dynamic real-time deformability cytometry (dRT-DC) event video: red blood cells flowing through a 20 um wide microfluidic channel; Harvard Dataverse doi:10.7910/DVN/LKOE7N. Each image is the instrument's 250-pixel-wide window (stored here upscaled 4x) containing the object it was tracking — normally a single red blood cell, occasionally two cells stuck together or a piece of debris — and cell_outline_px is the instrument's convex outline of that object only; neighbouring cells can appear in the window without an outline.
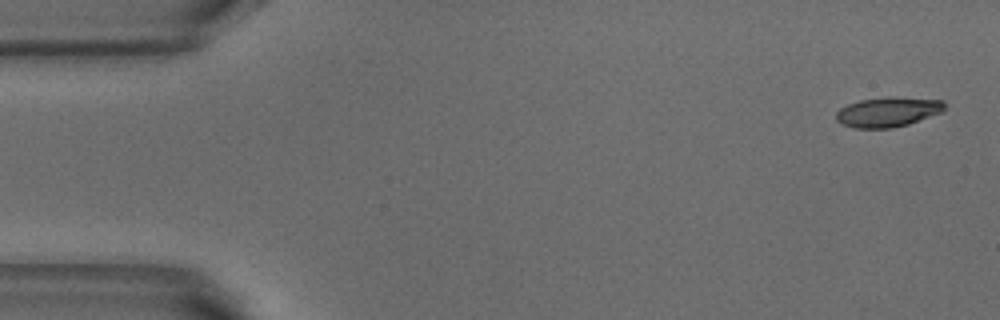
{"species": "common noctule bat (a hibernating species)", "species_latin": "Nyctalus noctula", "temperature_condition": "warm", "stored_images_in_passage": 6, "camera_frame_rate_fps": 3000, "um_per_image_px": 0.085, "animal": {"sex": "male", "body_mass_g": 18.8}, "frame": {"image": 1, "passage_image": 1, "time_ms": 0.0, "image_size_px": [1000, 320], "cell_outline_px": [[944, 112], [908, 124], [892, 128], [856, 128], [840, 124], [836, 120], [836, 112], [840, 108], [848, 104], [860, 100], [888, 96], [944, 100]], "centroid_in_image_um": [75.47, 9.51], "position_along_channel_um": 9.5, "area_um2": 19.02}}
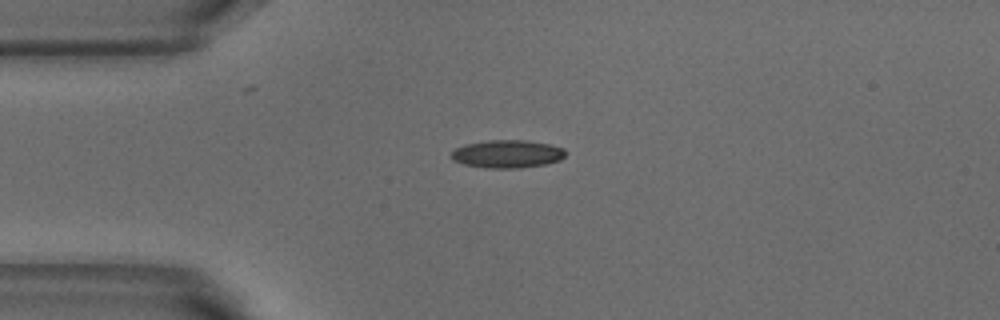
{"frame": {"image": 2, "passage_image": 4, "time_ms": 1.0, "image_size_px": [1000, 320], "cell_outline_px": [[564, 156], [560, 160], [544, 164], [520, 168], [484, 168], [464, 164], [452, 160], [452, 152], [456, 148], [464, 144], [488, 140], [524, 140], [548, 144], [564, 148]], "centroid_in_image_um": [43.09, 13.08], "position_along_channel_um": 41.9, "area_um2": 18.5}}
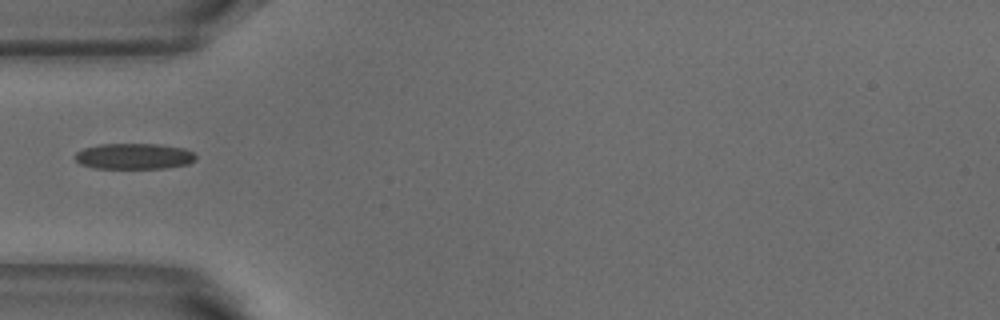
{"frame": {"image": 3, "passage_image": 5, "time_ms": 1.333, "image_size_px": [1000, 320], "cell_outline_px": [[196, 160], [188, 164], [164, 168], [92, 168], [80, 164], [76, 160], [76, 152], [84, 148], [100, 144], [160, 144], [184, 148], [192, 152], [196, 156]], "centroid_in_image_um": [11.4, 13.28], "position_along_channel_um": 73.6, "area_um2": 18.21}}